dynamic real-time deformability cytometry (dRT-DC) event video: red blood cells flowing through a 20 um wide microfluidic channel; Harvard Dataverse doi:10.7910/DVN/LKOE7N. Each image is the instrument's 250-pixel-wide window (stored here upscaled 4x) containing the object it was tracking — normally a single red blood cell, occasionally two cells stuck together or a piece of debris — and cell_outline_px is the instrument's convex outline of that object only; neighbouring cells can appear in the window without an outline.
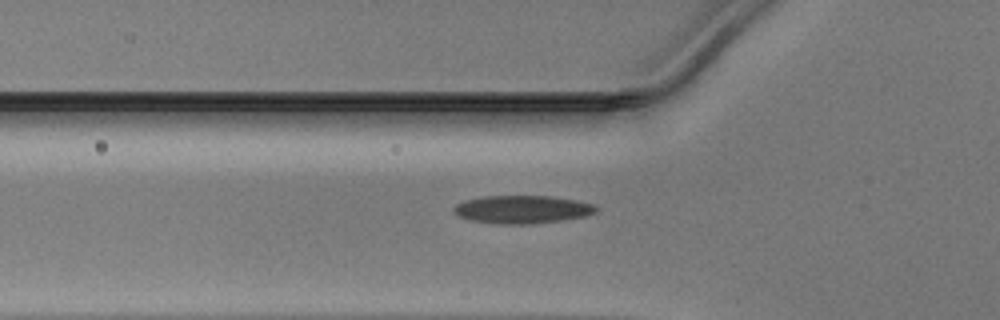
{"species": "Egyptian fruit bat (a non-hibernating species)", "species_latin": "Rousettus aegyptiacus", "temperature_condition": "warm", "stored_images_in_passage": 38, "camera_frame_rate_fps": 3000, "um_per_image_px": 0.085, "animal": {"sex": "male"}, "frame": {"image": 1, "passage_image": 5, "time_ms": 1.333, "image_size_px": [1000, 320], "cell_outline_px": [[600, 208], [596, 212], [584, 216], [564, 220], [532, 224], [496, 224], [472, 220], [460, 216], [452, 212], [452, 208], [456, 204], [464, 200], [484, 196], [548, 196], [576, 200], [592, 204]], "centroid_in_image_um": [44.38, 17.8], "position_along_channel_um": 81.4, "area_um2": 23.29}}
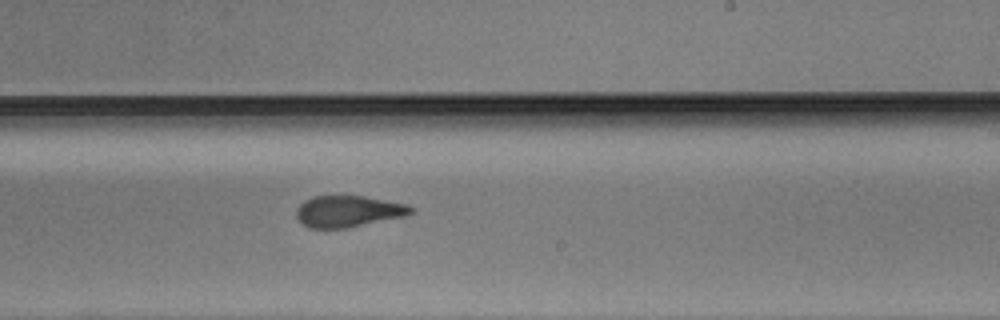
{"frame": {"image": 2, "passage_image": 18, "time_ms": 5.667, "image_size_px": [1000, 320], "cell_outline_px": [[412, 212], [408, 216], [348, 228], [308, 228], [296, 216], [296, 208], [304, 200], [312, 196], [364, 196], [408, 204], [412, 208]], "centroid_in_image_um": [29.61, 17.96], "position_along_channel_um": 259.4, "area_um2": 21.15}}
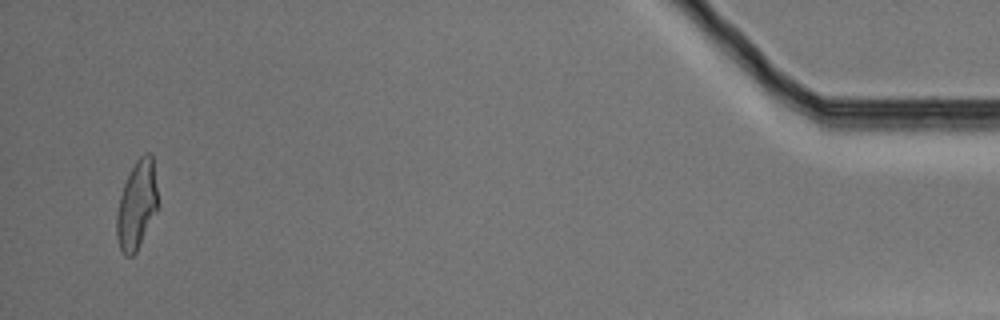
{"frame": {"image": 3, "passage_image": 36, "time_ms": 11.667, "image_size_px": [1000, 320], "cell_outline_px": [[160, 204], [136, 252], [132, 256], [124, 256], [120, 248], [116, 236], [116, 216], [120, 196], [124, 184], [136, 160], [144, 152], [148, 152], [152, 156]], "centroid_in_image_um": [11.64, 17.42], "position_along_channel_um": 423.6, "area_um2": 21.33}}